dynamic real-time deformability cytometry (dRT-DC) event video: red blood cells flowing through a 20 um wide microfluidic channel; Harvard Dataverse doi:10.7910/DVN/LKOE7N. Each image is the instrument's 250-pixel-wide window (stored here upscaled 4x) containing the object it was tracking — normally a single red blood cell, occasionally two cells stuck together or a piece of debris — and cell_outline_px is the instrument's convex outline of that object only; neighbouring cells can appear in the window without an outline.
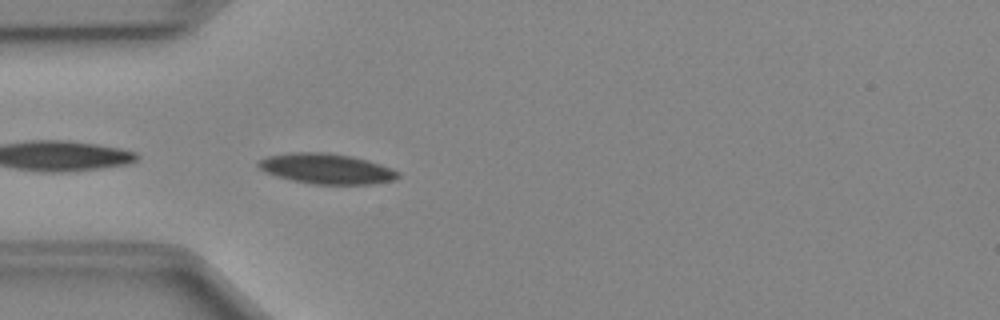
{"species": "Egyptian fruit bat (a non-hibernating species)", "species_latin": "Rousettus aegyptiacus", "temperature_condition": "cold", "stored_images_in_passage": 16, "camera_frame_rate_fps": 3000, "um_per_image_px": 0.085, "animal": {"sex": "female"}, "frame": {"image": 1, "passage_image": 1, "time_ms": 0.0, "image_size_px": [1000, 320], "cell_outline_px": [[400, 176], [396, 180], [372, 184], [312, 184], [292, 180], [276, 176], [264, 172], [256, 164], [256, 160], [268, 156], [288, 152], [324, 152], [352, 156], [368, 160], [392, 168], [400, 172]], "centroid_in_image_um": [27.74, 14.34], "position_along_channel_um": 57.3, "area_um2": 24.97}}
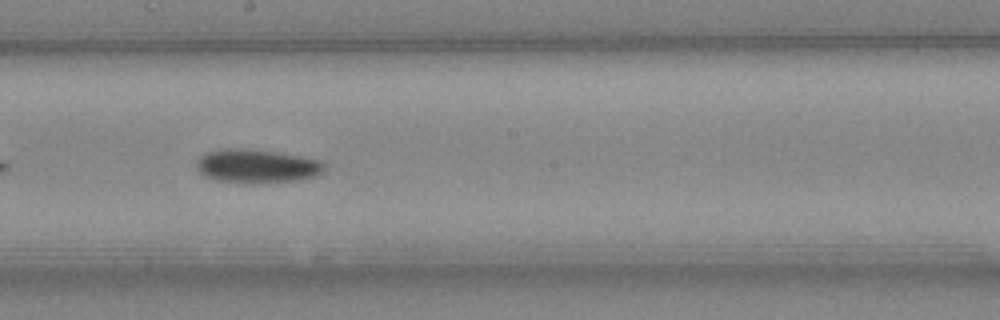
{"frame": {"image": 2, "passage_image": 14, "time_ms": 4.333, "image_size_px": [1000, 320], "cell_outline_px": [[324, 172], [316, 176], [300, 180], [216, 180], [204, 176], [196, 168], [196, 160], [204, 152], [220, 148], [256, 148], [304, 156], [320, 160], [324, 164]], "centroid_in_image_um": [21.82, 14.04], "position_along_channel_um": 226.4, "area_um2": 24.74}}